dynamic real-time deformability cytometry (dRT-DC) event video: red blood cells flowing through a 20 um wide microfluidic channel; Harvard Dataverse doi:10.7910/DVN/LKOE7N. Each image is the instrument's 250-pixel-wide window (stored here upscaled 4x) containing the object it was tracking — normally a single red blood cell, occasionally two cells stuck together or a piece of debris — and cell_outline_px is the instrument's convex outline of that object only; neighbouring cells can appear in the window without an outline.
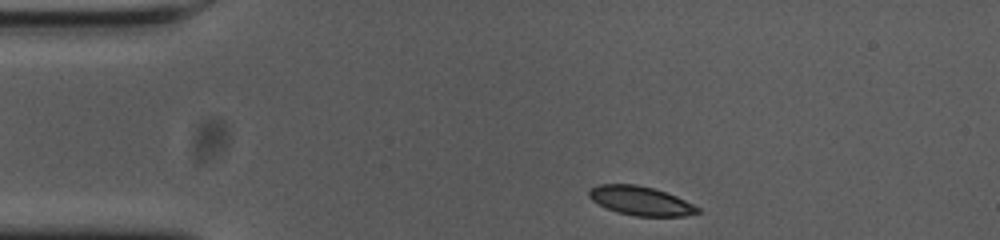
{"species": "common noctule bat (a hibernating species)", "species_latin": "Nyctalus noctula", "temperature_condition": "cold", "stored_images_in_passage": 40, "camera_frame_rate_fps": 3000, "um_per_image_px": 0.085, "animal": {"sex": "female", "body_mass_g": 23.0, "forearm_length_mm": 53.4}, "frame": {"image": 1, "passage_image": 1, "time_ms": 0.0, "image_size_px": [1000, 240], "cell_outline_px": [[700, 212], [684, 216], [636, 216], [620, 212], [608, 208], [592, 200], [588, 196], [588, 192], [592, 188], [600, 184], [636, 184], [656, 188], [676, 196], [700, 208]], "centroid_in_image_um": [54.48, 17.06], "position_along_channel_um": 30.5, "area_um2": 18.15}}
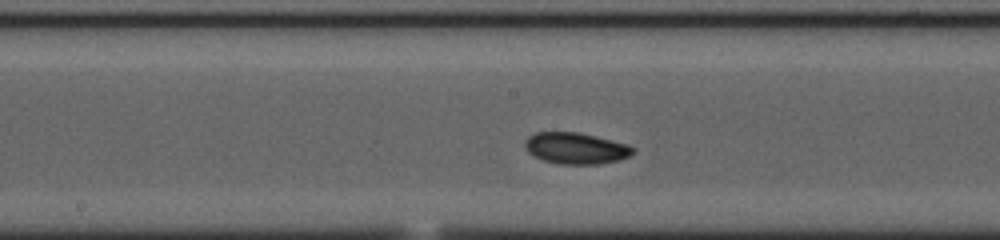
{"frame": {"image": 2, "passage_image": 19, "time_ms": 6.0, "image_size_px": [1000, 240], "cell_outline_px": [[636, 152], [620, 160], [596, 164], [560, 164], [544, 160], [528, 152], [524, 144], [524, 140], [528, 136], [536, 132], [576, 132], [628, 144], [636, 148]], "centroid_in_image_um": [48.96, 12.6], "position_along_channel_um": 199.2, "area_um2": 19.65}}
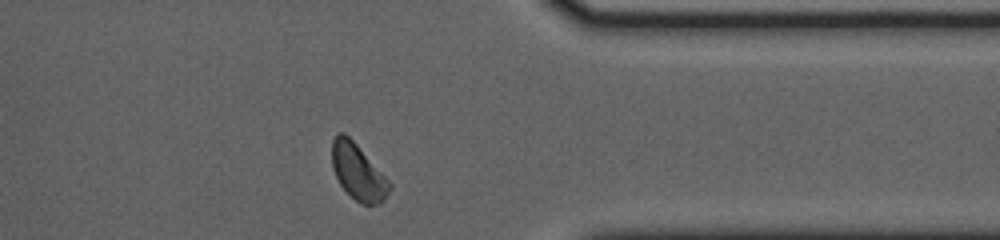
{"frame": {"image": 3, "passage_image": 35, "time_ms": 11.333, "image_size_px": [1000, 240], "cell_outline_px": [[392, 188], [384, 200], [380, 204], [360, 204], [340, 184], [332, 168], [332, 140], [336, 132], [344, 132], [356, 144], [392, 184]], "centroid_in_image_um": [30.43, 14.61], "position_along_channel_um": 381.0, "area_um2": 18.55}, "authors_computed_cell_mechanics": {"area_um2": 18.9006, "velocity_mm_per_s": 3.627, "shape_relaxation_time_tau1_ms": 2.2765, "shape_relaxation_time_tau2_ms": null, "deformation_change_tau1": 0.1062, "deformation_change_tau2": null}}